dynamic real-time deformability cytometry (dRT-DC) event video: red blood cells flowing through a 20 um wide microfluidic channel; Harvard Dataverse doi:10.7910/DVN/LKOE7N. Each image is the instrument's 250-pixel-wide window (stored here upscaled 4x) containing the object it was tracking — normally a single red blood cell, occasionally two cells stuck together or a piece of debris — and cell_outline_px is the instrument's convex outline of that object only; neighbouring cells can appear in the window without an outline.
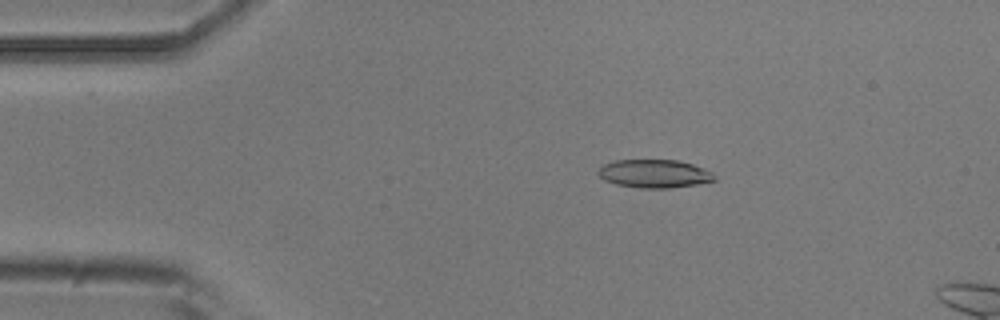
{"species": "common noctule bat (a hibernating species)", "species_latin": "Nyctalus noctula", "temperature_condition": "room temperature", "stored_images_in_passage": 52, "segment_of_instrument_passage": [1, 2], "camera_frame_rate_fps": 3000, "um_per_image_px": 0.085, "animal": {"sex": "male", "body_mass_g": 20.5, "forearm_length_mm": 52.5}, "frame": {"image": 1, "passage_image": 9, "time_ms": 2.667, "image_size_px": [1000, 320], "cell_outline_px": [[716, 180], [696, 184], [668, 188], [640, 188], [616, 184], [604, 180], [596, 172], [604, 164], [616, 160], [680, 160], [704, 168], [712, 172], [716, 176]], "centroid_in_image_um": [55.63, 14.76], "position_along_channel_um": 29.4, "area_um2": 19.13}}
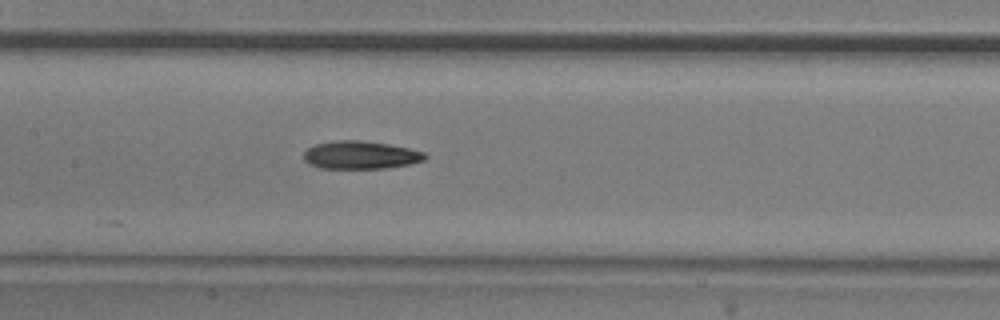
{"frame": {"image": 2, "passage_image": 24, "time_ms": 7.667, "image_size_px": [1000, 320], "cell_outline_px": [[428, 156], [424, 160], [408, 164], [384, 168], [320, 168], [308, 164], [304, 160], [304, 152], [308, 148], [316, 144], [332, 140], [360, 140], [388, 144], [408, 148], [424, 152]], "centroid_in_image_um": [30.62, 13.17], "position_along_channel_um": 176.8, "area_um2": 19.71}}
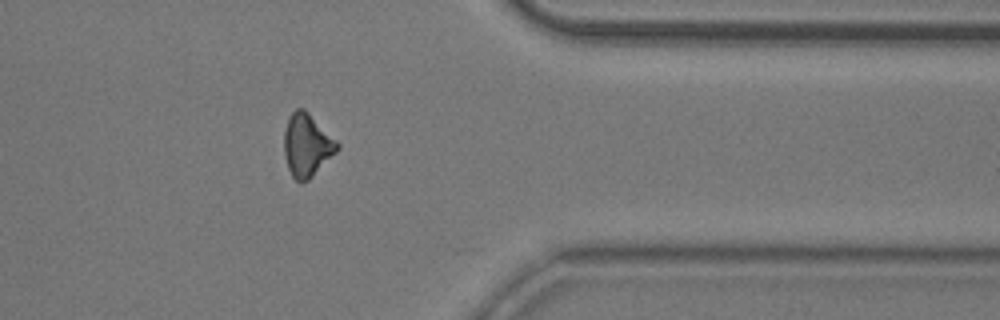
{"frame": {"image": 3, "passage_image": 41, "time_ms": 13.333, "image_size_px": [1000, 320], "cell_outline_px": [[340, 148], [308, 180], [300, 184], [292, 176], [288, 168], [284, 156], [284, 128], [288, 116], [296, 108], [304, 108], [340, 144]], "centroid_in_image_um": [26.06, 12.33], "position_along_channel_um": 385.3, "area_um2": 19.48}}